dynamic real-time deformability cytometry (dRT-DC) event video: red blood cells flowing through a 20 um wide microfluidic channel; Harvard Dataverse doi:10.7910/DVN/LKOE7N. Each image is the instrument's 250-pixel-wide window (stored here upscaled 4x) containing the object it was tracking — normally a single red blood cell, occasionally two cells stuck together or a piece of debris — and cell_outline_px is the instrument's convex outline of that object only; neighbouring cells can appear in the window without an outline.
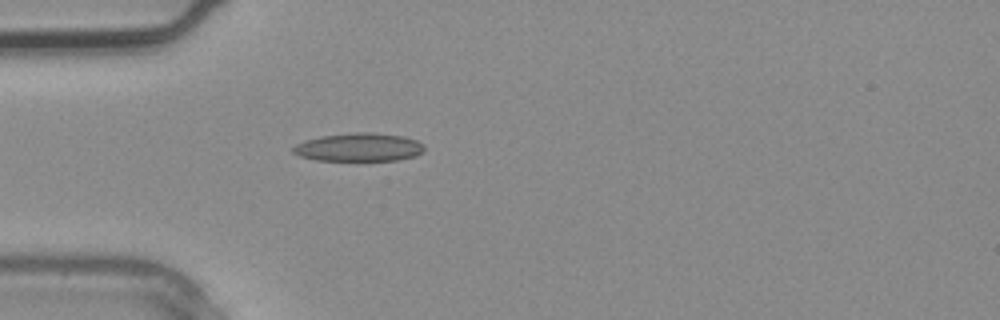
{"species": "common noctule bat (a hibernating species)", "species_latin": "Nyctalus noctula", "temperature_condition": "warm", "stored_images_in_passage": 1, "camera_frame_rate_fps": 3000, "um_per_image_px": 0.085, "animal": {"sex": "male", "body_mass_g": 20.4}, "frame": {"image": 1, "passage_image": 1, "time_ms": 0.0, "image_size_px": [1000, 320], "cell_outline_px": [[424, 152], [416, 156], [396, 160], [316, 160], [300, 156], [292, 152], [292, 148], [296, 144], [304, 140], [320, 136], [356, 132], [372, 132], [404, 136], [416, 140], [424, 144]], "centroid_in_image_um": [30.52, 12.51], "position_along_channel_um": 54.5, "area_um2": 21.73}}